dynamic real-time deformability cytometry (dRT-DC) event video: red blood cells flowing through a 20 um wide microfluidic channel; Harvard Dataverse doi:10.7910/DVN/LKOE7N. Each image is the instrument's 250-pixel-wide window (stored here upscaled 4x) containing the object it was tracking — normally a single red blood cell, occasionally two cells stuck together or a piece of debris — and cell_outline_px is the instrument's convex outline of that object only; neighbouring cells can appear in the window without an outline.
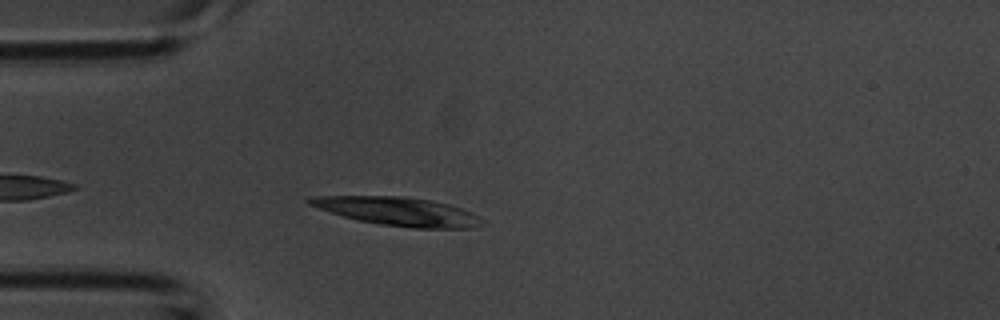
{"species": "common noctule bat (a hibernating species)", "species_latin": "Nyctalus noctula", "temperature_condition": "room temperature", "stored_images_in_passage": 25, "camera_frame_rate_fps": 3000, "um_per_image_px": 0.085, "animal": {"sex": "male", "body_mass_g": 20.1, "forearm_length_mm": 53.5}, "frame": {"image": 1, "passage_image": 3, "time_ms": 0.667, "image_size_px": [1000, 320], "cell_outline_px": [[484, 224], [472, 228], [412, 228], [380, 224], [356, 220], [308, 204], [304, 200], [312, 196], [404, 196], [432, 200], [448, 204], [472, 212], [480, 216], [484, 220]], "centroid_in_image_um": [33.88, 17.97], "position_along_channel_um": 51.1, "area_um2": 28.67}}
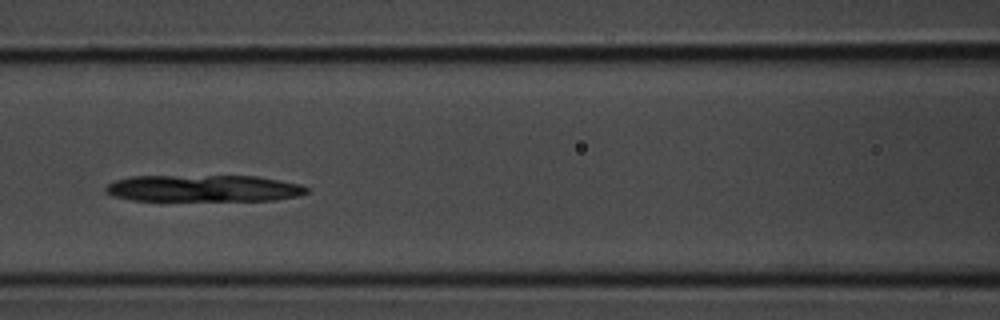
{"frame": {"image": 2, "passage_image": 10, "time_ms": 3.0, "image_size_px": [1000, 320], "cell_outline_px": [[308, 192], [300, 196], [276, 200], [132, 200], [112, 196], [104, 192], [104, 188], [108, 184], [116, 180], [132, 176], [256, 176], [300, 184], [308, 188]], "centroid_in_image_um": [17.29, 16.01], "position_along_channel_um": 149.3, "area_um2": 31.33}}